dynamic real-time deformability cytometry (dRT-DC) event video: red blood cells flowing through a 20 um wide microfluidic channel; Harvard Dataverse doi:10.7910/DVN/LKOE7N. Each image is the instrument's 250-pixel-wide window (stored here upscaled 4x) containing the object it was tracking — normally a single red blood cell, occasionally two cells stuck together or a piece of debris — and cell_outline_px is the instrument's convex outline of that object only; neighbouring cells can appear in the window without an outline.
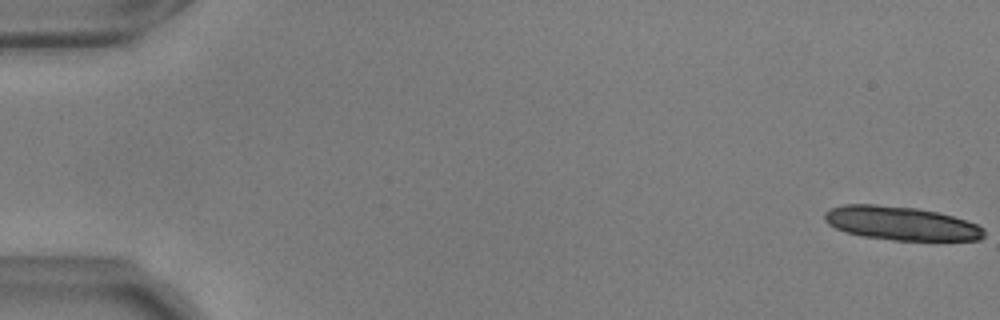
{"species": "common noctule bat (a hibernating species)", "species_latin": "Nyctalus noctula", "temperature_condition": "warm", "stored_images_in_passage": 14, "camera_frame_rate_fps": 3000, "um_per_image_px": 0.085, "animal": {"sex": "male", "body_mass_g": 17.9, "forearm_length_mm": 54.2}, "frame": {"image": 1, "passage_image": 1, "time_ms": 0.0, "image_size_px": [1000, 320], "cell_outline_px": [[984, 236], [980, 240], [892, 240], [864, 236], [848, 232], [836, 228], [828, 224], [824, 220], [824, 212], [828, 208], [844, 204], [876, 204], [916, 208], [936, 212], [952, 216], [976, 224], [984, 228]], "centroid_in_image_um": [76.55, 18.97], "position_along_channel_um": 8.5, "area_um2": 31.21}}